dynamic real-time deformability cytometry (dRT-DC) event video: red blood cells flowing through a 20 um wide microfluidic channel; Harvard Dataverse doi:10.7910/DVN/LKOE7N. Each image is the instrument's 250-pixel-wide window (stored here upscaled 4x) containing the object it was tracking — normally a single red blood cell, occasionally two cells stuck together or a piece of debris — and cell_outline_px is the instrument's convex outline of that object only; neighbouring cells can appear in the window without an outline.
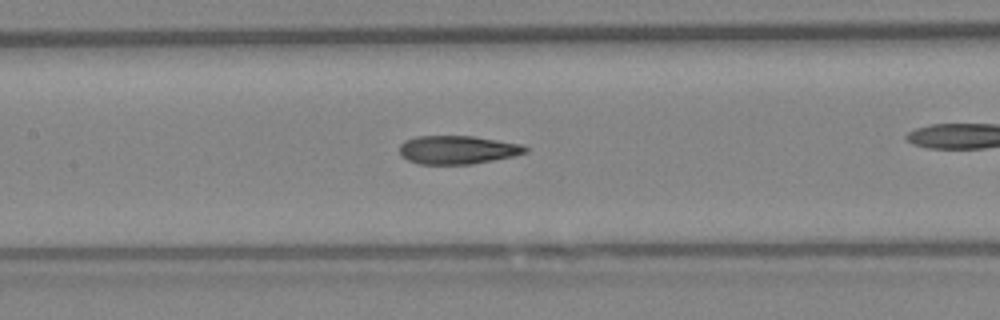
{"species": "Egyptian fruit bat (a non-hibernating species)", "species_latin": "Rousettus aegyptiacus", "temperature_condition": "warm", "stored_images_in_passage": 46, "camera_frame_rate_fps": 3000, "um_per_image_px": 0.085, "animal": {"sex": "female"}, "frame": {"image": 1, "passage_image": 27, "time_ms": 8.667, "image_size_px": [1000, 320], "cell_outline_px": [[528, 152], [512, 156], [472, 164], [420, 164], [408, 160], [400, 156], [400, 144], [404, 140], [416, 136], [472, 136], [524, 144], [528, 148]], "centroid_in_image_um": [38.88, 12.73], "position_along_channel_um": 168.5, "area_um2": 20.92}}